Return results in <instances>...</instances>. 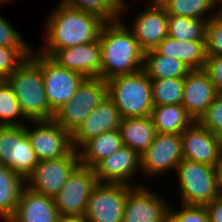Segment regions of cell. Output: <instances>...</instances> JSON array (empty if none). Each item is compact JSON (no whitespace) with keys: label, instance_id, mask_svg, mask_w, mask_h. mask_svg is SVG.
Listing matches in <instances>:
<instances>
[{"label":"cell","instance_id":"obj_6","mask_svg":"<svg viewBox=\"0 0 222 222\" xmlns=\"http://www.w3.org/2000/svg\"><path fill=\"white\" fill-rule=\"evenodd\" d=\"M106 97L105 80L85 78L71 100L55 112L53 120L72 135Z\"/></svg>","mask_w":222,"mask_h":222},{"label":"cell","instance_id":"obj_45","mask_svg":"<svg viewBox=\"0 0 222 222\" xmlns=\"http://www.w3.org/2000/svg\"><path fill=\"white\" fill-rule=\"evenodd\" d=\"M10 1H11V0H0V5L4 4V3H6V2H7V3H8V2L10 3Z\"/></svg>","mask_w":222,"mask_h":222},{"label":"cell","instance_id":"obj_43","mask_svg":"<svg viewBox=\"0 0 222 222\" xmlns=\"http://www.w3.org/2000/svg\"><path fill=\"white\" fill-rule=\"evenodd\" d=\"M120 3L123 5V10H122V13H121V16H124V14L127 13V11H129V3H127V0H119ZM149 1H155V0H149ZM125 12V13H124Z\"/></svg>","mask_w":222,"mask_h":222},{"label":"cell","instance_id":"obj_26","mask_svg":"<svg viewBox=\"0 0 222 222\" xmlns=\"http://www.w3.org/2000/svg\"><path fill=\"white\" fill-rule=\"evenodd\" d=\"M143 70L150 80L185 78L191 71L182 61L160 55L154 49L144 52Z\"/></svg>","mask_w":222,"mask_h":222},{"label":"cell","instance_id":"obj_9","mask_svg":"<svg viewBox=\"0 0 222 222\" xmlns=\"http://www.w3.org/2000/svg\"><path fill=\"white\" fill-rule=\"evenodd\" d=\"M25 133L39 161L63 157L74 149L71 134L53 119L29 121Z\"/></svg>","mask_w":222,"mask_h":222},{"label":"cell","instance_id":"obj_19","mask_svg":"<svg viewBox=\"0 0 222 222\" xmlns=\"http://www.w3.org/2000/svg\"><path fill=\"white\" fill-rule=\"evenodd\" d=\"M218 94L205 70H192L184 78L182 106L197 122Z\"/></svg>","mask_w":222,"mask_h":222},{"label":"cell","instance_id":"obj_4","mask_svg":"<svg viewBox=\"0 0 222 222\" xmlns=\"http://www.w3.org/2000/svg\"><path fill=\"white\" fill-rule=\"evenodd\" d=\"M107 82V96L122 118L146 117L151 114V83L143 69L133 74L118 75Z\"/></svg>","mask_w":222,"mask_h":222},{"label":"cell","instance_id":"obj_25","mask_svg":"<svg viewBox=\"0 0 222 222\" xmlns=\"http://www.w3.org/2000/svg\"><path fill=\"white\" fill-rule=\"evenodd\" d=\"M150 117L157 133L181 134L195 122L182 105L154 106Z\"/></svg>","mask_w":222,"mask_h":222},{"label":"cell","instance_id":"obj_17","mask_svg":"<svg viewBox=\"0 0 222 222\" xmlns=\"http://www.w3.org/2000/svg\"><path fill=\"white\" fill-rule=\"evenodd\" d=\"M183 158L217 167L222 161V140L194 122L181 133Z\"/></svg>","mask_w":222,"mask_h":222},{"label":"cell","instance_id":"obj_10","mask_svg":"<svg viewBox=\"0 0 222 222\" xmlns=\"http://www.w3.org/2000/svg\"><path fill=\"white\" fill-rule=\"evenodd\" d=\"M97 184L94 168L79 164L53 197L59 215H84L88 198Z\"/></svg>","mask_w":222,"mask_h":222},{"label":"cell","instance_id":"obj_20","mask_svg":"<svg viewBox=\"0 0 222 222\" xmlns=\"http://www.w3.org/2000/svg\"><path fill=\"white\" fill-rule=\"evenodd\" d=\"M121 121L119 110L107 96L71 135L73 148L78 150L90 138L119 129Z\"/></svg>","mask_w":222,"mask_h":222},{"label":"cell","instance_id":"obj_27","mask_svg":"<svg viewBox=\"0 0 222 222\" xmlns=\"http://www.w3.org/2000/svg\"><path fill=\"white\" fill-rule=\"evenodd\" d=\"M26 186L25 180L3 166L0 168V218L7 222L15 213L22 189Z\"/></svg>","mask_w":222,"mask_h":222},{"label":"cell","instance_id":"obj_38","mask_svg":"<svg viewBox=\"0 0 222 222\" xmlns=\"http://www.w3.org/2000/svg\"><path fill=\"white\" fill-rule=\"evenodd\" d=\"M204 70L209 74L217 92L222 94V56H207Z\"/></svg>","mask_w":222,"mask_h":222},{"label":"cell","instance_id":"obj_29","mask_svg":"<svg viewBox=\"0 0 222 222\" xmlns=\"http://www.w3.org/2000/svg\"><path fill=\"white\" fill-rule=\"evenodd\" d=\"M206 20L168 16L167 36L183 41H206Z\"/></svg>","mask_w":222,"mask_h":222},{"label":"cell","instance_id":"obj_14","mask_svg":"<svg viewBox=\"0 0 222 222\" xmlns=\"http://www.w3.org/2000/svg\"><path fill=\"white\" fill-rule=\"evenodd\" d=\"M155 192L147 184L134 187L127 185L122 222H163L173 204Z\"/></svg>","mask_w":222,"mask_h":222},{"label":"cell","instance_id":"obj_41","mask_svg":"<svg viewBox=\"0 0 222 222\" xmlns=\"http://www.w3.org/2000/svg\"><path fill=\"white\" fill-rule=\"evenodd\" d=\"M217 172V191L219 197H222V161L216 167Z\"/></svg>","mask_w":222,"mask_h":222},{"label":"cell","instance_id":"obj_37","mask_svg":"<svg viewBox=\"0 0 222 222\" xmlns=\"http://www.w3.org/2000/svg\"><path fill=\"white\" fill-rule=\"evenodd\" d=\"M181 207L170 209L182 220V222H209V215L205 205L179 204Z\"/></svg>","mask_w":222,"mask_h":222},{"label":"cell","instance_id":"obj_31","mask_svg":"<svg viewBox=\"0 0 222 222\" xmlns=\"http://www.w3.org/2000/svg\"><path fill=\"white\" fill-rule=\"evenodd\" d=\"M27 122L11 86L0 80V126H24Z\"/></svg>","mask_w":222,"mask_h":222},{"label":"cell","instance_id":"obj_8","mask_svg":"<svg viewBox=\"0 0 222 222\" xmlns=\"http://www.w3.org/2000/svg\"><path fill=\"white\" fill-rule=\"evenodd\" d=\"M79 164L78 150L75 149L63 157L39 161L33 173L25 180L26 187L53 198Z\"/></svg>","mask_w":222,"mask_h":222},{"label":"cell","instance_id":"obj_1","mask_svg":"<svg viewBox=\"0 0 222 222\" xmlns=\"http://www.w3.org/2000/svg\"><path fill=\"white\" fill-rule=\"evenodd\" d=\"M46 19V29L42 35L46 41L38 49V52L46 56H50L57 49L97 41L106 22L98 14L68 7L60 2Z\"/></svg>","mask_w":222,"mask_h":222},{"label":"cell","instance_id":"obj_23","mask_svg":"<svg viewBox=\"0 0 222 222\" xmlns=\"http://www.w3.org/2000/svg\"><path fill=\"white\" fill-rule=\"evenodd\" d=\"M119 131L123 146L133 149L140 156L152 144L157 134L150 115L122 118Z\"/></svg>","mask_w":222,"mask_h":222},{"label":"cell","instance_id":"obj_13","mask_svg":"<svg viewBox=\"0 0 222 222\" xmlns=\"http://www.w3.org/2000/svg\"><path fill=\"white\" fill-rule=\"evenodd\" d=\"M127 185L98 183L87 201L84 217L88 222H122Z\"/></svg>","mask_w":222,"mask_h":222},{"label":"cell","instance_id":"obj_3","mask_svg":"<svg viewBox=\"0 0 222 222\" xmlns=\"http://www.w3.org/2000/svg\"><path fill=\"white\" fill-rule=\"evenodd\" d=\"M26 57L6 81L15 93L20 109L28 121L51 120L54 112L46 97L41 70V53Z\"/></svg>","mask_w":222,"mask_h":222},{"label":"cell","instance_id":"obj_46","mask_svg":"<svg viewBox=\"0 0 222 222\" xmlns=\"http://www.w3.org/2000/svg\"><path fill=\"white\" fill-rule=\"evenodd\" d=\"M3 166L4 165H3L2 161H1V157H0V168L3 167Z\"/></svg>","mask_w":222,"mask_h":222},{"label":"cell","instance_id":"obj_33","mask_svg":"<svg viewBox=\"0 0 222 222\" xmlns=\"http://www.w3.org/2000/svg\"><path fill=\"white\" fill-rule=\"evenodd\" d=\"M33 48L0 46V80H6L18 65L31 54Z\"/></svg>","mask_w":222,"mask_h":222},{"label":"cell","instance_id":"obj_15","mask_svg":"<svg viewBox=\"0 0 222 222\" xmlns=\"http://www.w3.org/2000/svg\"><path fill=\"white\" fill-rule=\"evenodd\" d=\"M94 171L98 183L125 184L131 187L144 185L142 180L135 183L132 181L138 171L141 173V157L126 146L104 158L94 167Z\"/></svg>","mask_w":222,"mask_h":222},{"label":"cell","instance_id":"obj_28","mask_svg":"<svg viewBox=\"0 0 222 222\" xmlns=\"http://www.w3.org/2000/svg\"><path fill=\"white\" fill-rule=\"evenodd\" d=\"M157 2L168 16H184L208 21L218 13L212 0H157Z\"/></svg>","mask_w":222,"mask_h":222},{"label":"cell","instance_id":"obj_30","mask_svg":"<svg viewBox=\"0 0 222 222\" xmlns=\"http://www.w3.org/2000/svg\"><path fill=\"white\" fill-rule=\"evenodd\" d=\"M154 106L182 105L184 78L150 80Z\"/></svg>","mask_w":222,"mask_h":222},{"label":"cell","instance_id":"obj_16","mask_svg":"<svg viewBox=\"0 0 222 222\" xmlns=\"http://www.w3.org/2000/svg\"><path fill=\"white\" fill-rule=\"evenodd\" d=\"M146 6L133 16L128 27L144 52L153 50L165 39L168 29V15L157 0L149 1Z\"/></svg>","mask_w":222,"mask_h":222},{"label":"cell","instance_id":"obj_18","mask_svg":"<svg viewBox=\"0 0 222 222\" xmlns=\"http://www.w3.org/2000/svg\"><path fill=\"white\" fill-rule=\"evenodd\" d=\"M59 66L82 74L85 78H100L101 45L99 41L55 50L50 56Z\"/></svg>","mask_w":222,"mask_h":222},{"label":"cell","instance_id":"obj_42","mask_svg":"<svg viewBox=\"0 0 222 222\" xmlns=\"http://www.w3.org/2000/svg\"><path fill=\"white\" fill-rule=\"evenodd\" d=\"M163 222H182V220L169 209L164 216Z\"/></svg>","mask_w":222,"mask_h":222},{"label":"cell","instance_id":"obj_35","mask_svg":"<svg viewBox=\"0 0 222 222\" xmlns=\"http://www.w3.org/2000/svg\"><path fill=\"white\" fill-rule=\"evenodd\" d=\"M207 56H222V12H218L206 23Z\"/></svg>","mask_w":222,"mask_h":222},{"label":"cell","instance_id":"obj_32","mask_svg":"<svg viewBox=\"0 0 222 222\" xmlns=\"http://www.w3.org/2000/svg\"><path fill=\"white\" fill-rule=\"evenodd\" d=\"M60 3L100 15L106 21L120 19L123 5L119 0H62Z\"/></svg>","mask_w":222,"mask_h":222},{"label":"cell","instance_id":"obj_7","mask_svg":"<svg viewBox=\"0 0 222 222\" xmlns=\"http://www.w3.org/2000/svg\"><path fill=\"white\" fill-rule=\"evenodd\" d=\"M0 157L4 166L26 180L39 159L25 133L24 126H0Z\"/></svg>","mask_w":222,"mask_h":222},{"label":"cell","instance_id":"obj_2","mask_svg":"<svg viewBox=\"0 0 222 222\" xmlns=\"http://www.w3.org/2000/svg\"><path fill=\"white\" fill-rule=\"evenodd\" d=\"M98 41L101 45V79L107 81L115 76L133 74L143 69L144 51L123 16L106 21Z\"/></svg>","mask_w":222,"mask_h":222},{"label":"cell","instance_id":"obj_39","mask_svg":"<svg viewBox=\"0 0 222 222\" xmlns=\"http://www.w3.org/2000/svg\"><path fill=\"white\" fill-rule=\"evenodd\" d=\"M205 207L209 215V222H222V197L213 199Z\"/></svg>","mask_w":222,"mask_h":222},{"label":"cell","instance_id":"obj_12","mask_svg":"<svg viewBox=\"0 0 222 222\" xmlns=\"http://www.w3.org/2000/svg\"><path fill=\"white\" fill-rule=\"evenodd\" d=\"M41 70L50 109L55 113L71 100L85 77L59 66L49 56L41 54Z\"/></svg>","mask_w":222,"mask_h":222},{"label":"cell","instance_id":"obj_44","mask_svg":"<svg viewBox=\"0 0 222 222\" xmlns=\"http://www.w3.org/2000/svg\"><path fill=\"white\" fill-rule=\"evenodd\" d=\"M212 3L218 12H222V0H212Z\"/></svg>","mask_w":222,"mask_h":222},{"label":"cell","instance_id":"obj_34","mask_svg":"<svg viewBox=\"0 0 222 222\" xmlns=\"http://www.w3.org/2000/svg\"><path fill=\"white\" fill-rule=\"evenodd\" d=\"M197 122L222 140V94L216 96Z\"/></svg>","mask_w":222,"mask_h":222},{"label":"cell","instance_id":"obj_40","mask_svg":"<svg viewBox=\"0 0 222 222\" xmlns=\"http://www.w3.org/2000/svg\"><path fill=\"white\" fill-rule=\"evenodd\" d=\"M58 222H88L84 215L60 216Z\"/></svg>","mask_w":222,"mask_h":222},{"label":"cell","instance_id":"obj_5","mask_svg":"<svg viewBox=\"0 0 222 222\" xmlns=\"http://www.w3.org/2000/svg\"><path fill=\"white\" fill-rule=\"evenodd\" d=\"M176 176L182 204L206 205L219 197L216 167L183 158Z\"/></svg>","mask_w":222,"mask_h":222},{"label":"cell","instance_id":"obj_22","mask_svg":"<svg viewBox=\"0 0 222 222\" xmlns=\"http://www.w3.org/2000/svg\"><path fill=\"white\" fill-rule=\"evenodd\" d=\"M154 50L160 55L174 57L182 61L191 71L205 69L206 41H183L167 36Z\"/></svg>","mask_w":222,"mask_h":222},{"label":"cell","instance_id":"obj_21","mask_svg":"<svg viewBox=\"0 0 222 222\" xmlns=\"http://www.w3.org/2000/svg\"><path fill=\"white\" fill-rule=\"evenodd\" d=\"M59 217L52 197L35 193L25 186L15 213L7 222H58Z\"/></svg>","mask_w":222,"mask_h":222},{"label":"cell","instance_id":"obj_24","mask_svg":"<svg viewBox=\"0 0 222 222\" xmlns=\"http://www.w3.org/2000/svg\"><path fill=\"white\" fill-rule=\"evenodd\" d=\"M121 147L123 144L119 129L101 133L87 140L78 149L80 165L94 168Z\"/></svg>","mask_w":222,"mask_h":222},{"label":"cell","instance_id":"obj_36","mask_svg":"<svg viewBox=\"0 0 222 222\" xmlns=\"http://www.w3.org/2000/svg\"><path fill=\"white\" fill-rule=\"evenodd\" d=\"M0 46L11 48H34L24 41L22 35L0 14Z\"/></svg>","mask_w":222,"mask_h":222},{"label":"cell","instance_id":"obj_11","mask_svg":"<svg viewBox=\"0 0 222 222\" xmlns=\"http://www.w3.org/2000/svg\"><path fill=\"white\" fill-rule=\"evenodd\" d=\"M140 157L142 176L155 178L176 170L183 159L181 134L157 133Z\"/></svg>","mask_w":222,"mask_h":222}]
</instances>
